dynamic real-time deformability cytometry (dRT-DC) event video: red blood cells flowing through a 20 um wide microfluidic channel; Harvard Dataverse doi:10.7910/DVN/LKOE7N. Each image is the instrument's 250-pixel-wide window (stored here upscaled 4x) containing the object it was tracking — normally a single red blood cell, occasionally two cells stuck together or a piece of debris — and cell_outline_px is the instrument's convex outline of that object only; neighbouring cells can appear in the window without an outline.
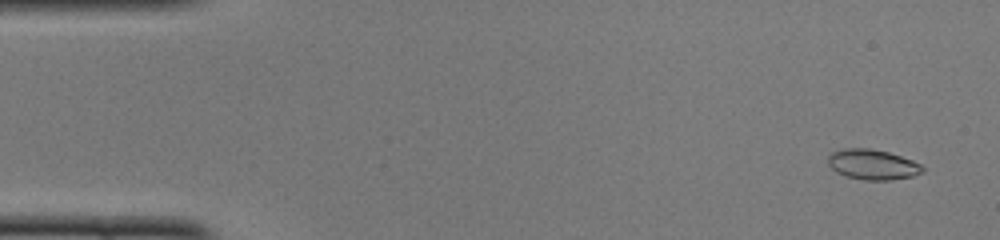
{"species": "common noctule bat (a hibernating species)", "species_latin": "Nyctalus noctula", "temperature_condition": "cold", "stored_images_in_passage": 46, "camera_frame_rate_fps": 3000, "um_per_image_px": 0.085, "animal": {"sex": "female", "body_mass_g": 22.0, "forearm_length_mm": 56.7}, "frame": {"image": 1, "passage_image": 3, "time_ms": 0.667, "image_size_px": [1000, 240], "cell_outline_px": [[924, 172], [912, 176], [892, 180], [864, 180], [844, 176], [836, 172], [828, 164], [828, 156], [832, 152], [844, 148], [868, 148], [888, 152], [912, 160], [920, 164], [924, 168]], "centroid_in_image_um": [74.16, 13.99], "position_along_channel_um": 10.8, "area_um2": 16.7}}
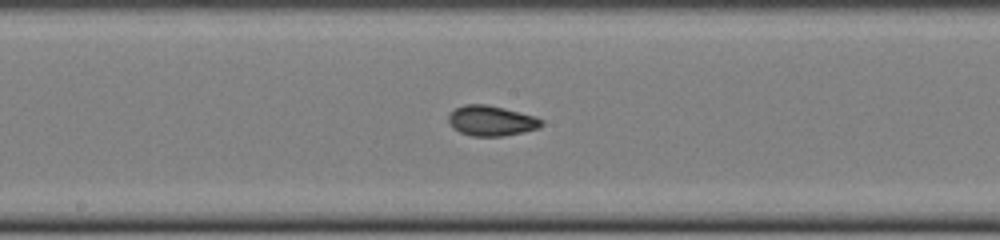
{"frame": {"image": 2, "passage_image": 26, "time_ms": 8.333, "image_size_px": [1000, 240], "cell_outline_px": [[544, 124], [540, 128], [524, 132], [504, 136], [472, 136], [460, 132], [452, 128], [448, 120], [448, 116], [456, 108], [464, 104], [484, 104], [504, 108], [536, 116], [544, 120]], "centroid_in_image_um": [41.8, 10.27], "position_along_channel_um": 206.4, "area_um2": 16.53}}
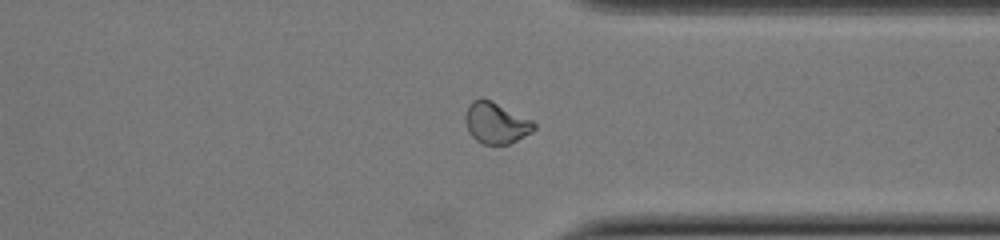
{"frame": {"image": 3, "passage_image": 38, "time_ms": 12.333, "image_size_px": [1000, 240], "cell_outline_px": [[536, 128], [532, 132], [508, 144], [484, 144], [476, 140], [468, 132], [464, 120], [464, 116], [468, 104], [472, 100], [492, 100], [532, 120], [536, 124]], "centroid_in_image_um": [42.14, 10.45], "position_along_channel_um": 369.3, "area_um2": 16.47}, "authors_computed_cell_mechanics": {"area_um2": 16.4152, "velocity_mm_per_s": 4.0936, "shape_relaxation_time_tau1_ms": null, "shape_relaxation_time_tau2_ms": 2.1332, "deformation_change_tau1": null, "deformation_change_tau2": 0.0692}}